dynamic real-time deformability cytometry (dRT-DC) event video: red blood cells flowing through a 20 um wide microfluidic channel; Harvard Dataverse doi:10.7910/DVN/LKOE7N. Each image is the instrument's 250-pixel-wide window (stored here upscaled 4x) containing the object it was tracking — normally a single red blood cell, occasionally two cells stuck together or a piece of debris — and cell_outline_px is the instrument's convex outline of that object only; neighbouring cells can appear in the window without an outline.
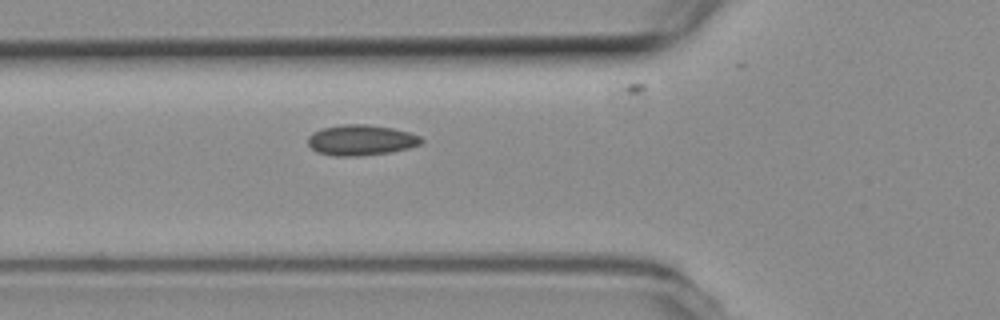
{"species": "common noctule bat (a hibernating species)", "species_latin": "Nyctalus noctula", "temperature_condition": "room temperature", "stored_images_in_passage": 31, "camera_frame_rate_fps": 3000, "um_per_image_px": 0.085, "animal": {"sex": "female", "body_mass_g": 19.3, "forearm_length_mm": 54.1}, "frame": {"image": 1, "passage_image": 2, "time_ms": 0.333, "image_size_px": [1000, 320], "cell_outline_px": [[424, 140], [420, 144], [408, 148], [392, 152], [360, 156], [336, 156], [316, 152], [308, 144], [308, 136], [312, 132], [324, 128], [340, 124], [368, 124], [392, 128], [408, 132], [420, 136]], "centroid_in_image_um": [30.68, 11.91], "position_along_channel_um": 95.1, "area_um2": 20.29}}
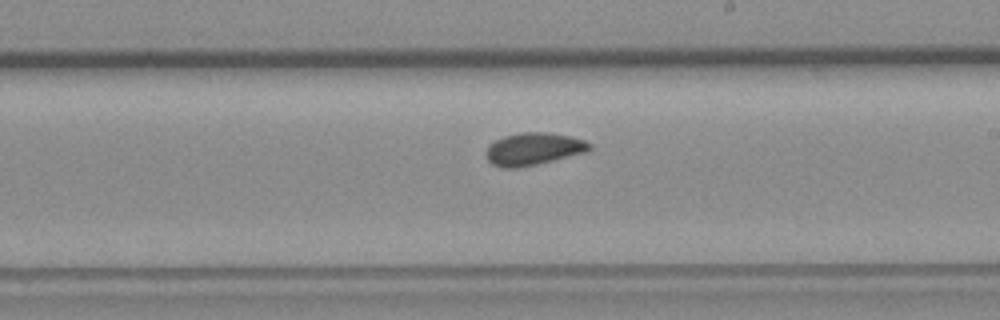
{"frame": {"image": 2, "passage_image": 14, "time_ms": 4.333, "image_size_px": [1000, 320], "cell_outline_px": [[592, 148], [584, 152], [536, 164], [516, 168], [504, 168], [492, 164], [488, 160], [484, 152], [488, 144], [504, 136], [524, 132], [544, 132], [572, 136], [584, 140], [592, 144]], "centroid_in_image_um": [45.31, 12.65], "position_along_channel_um": 243.7, "area_um2": 19.42}}
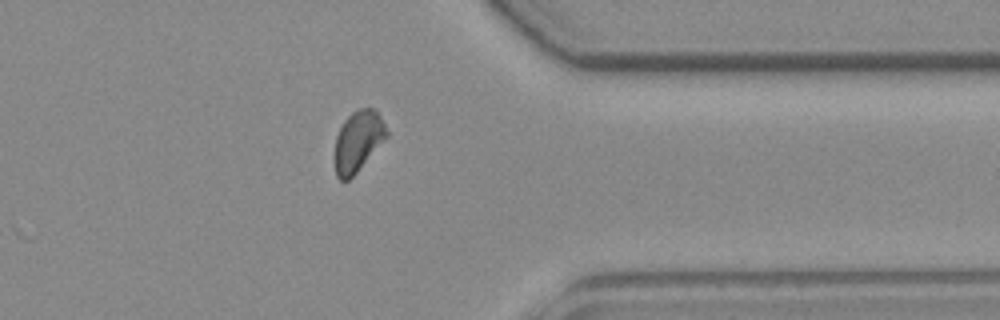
{"frame": {"image": 3, "passage_image": 26, "time_ms": 8.333, "image_size_px": [1000, 320], "cell_outline_px": [[388, 136], [356, 172], [348, 180], [340, 180], [336, 176], [336, 136], [344, 120], [352, 112], [360, 108], [372, 108], [380, 116], [388, 132]], "centroid_in_image_um": [30.44, 11.98], "position_along_channel_um": 381.0, "area_um2": 17.86}}